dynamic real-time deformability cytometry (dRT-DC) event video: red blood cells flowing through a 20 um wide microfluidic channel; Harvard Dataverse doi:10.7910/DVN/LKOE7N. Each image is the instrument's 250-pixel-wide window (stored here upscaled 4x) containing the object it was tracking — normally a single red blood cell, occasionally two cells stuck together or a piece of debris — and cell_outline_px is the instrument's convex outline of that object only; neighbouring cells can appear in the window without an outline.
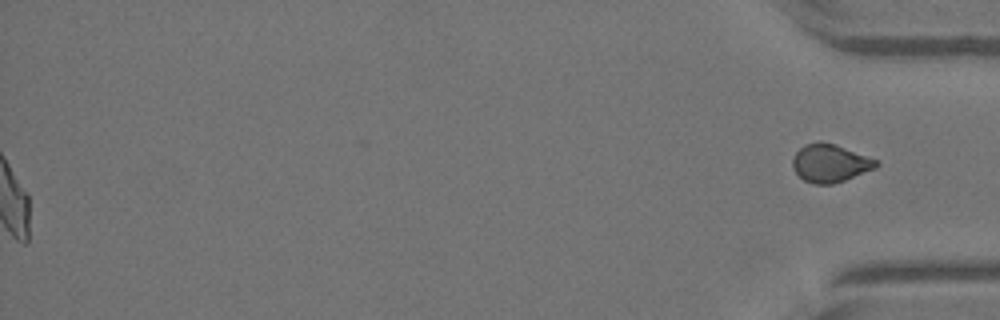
{"species": "Egyptian fruit bat (a non-hibernating species)", "species_latin": "Rousettus aegyptiacus", "temperature_condition": "warm", "stored_images_in_passage": 49, "segment_of_instrument_passage": [2, 2], "camera_frame_rate_fps": 3000, "um_per_image_px": 0.085, "animal": {"sex": "female"}, "frame": {"image": 1, "passage_image": 49, "time_ms": 16.0, "image_size_px": [1000, 320], "cell_outline_px": [[880, 164], [876, 168], [844, 180], [832, 184], [812, 184], [804, 180], [792, 168], [792, 160], [796, 152], [804, 144], [820, 140], [836, 144], [880, 160]], "centroid_in_image_um": [70.58, 13.85], "position_along_channel_um": 364.6, "area_um2": 18.79}}